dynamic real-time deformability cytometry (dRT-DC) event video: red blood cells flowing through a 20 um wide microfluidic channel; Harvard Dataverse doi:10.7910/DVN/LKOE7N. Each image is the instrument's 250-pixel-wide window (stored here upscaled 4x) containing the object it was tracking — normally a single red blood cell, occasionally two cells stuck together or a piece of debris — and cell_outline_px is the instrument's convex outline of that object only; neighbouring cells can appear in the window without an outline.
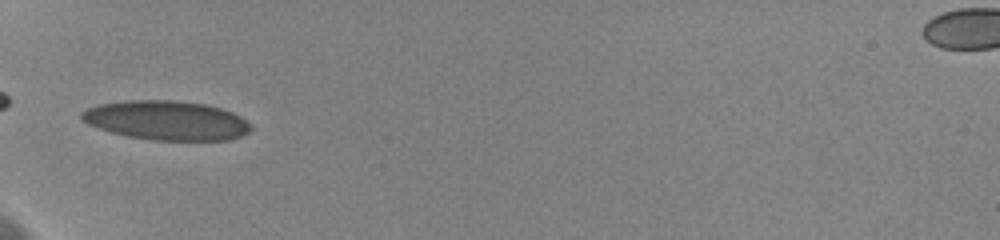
{"species": "human", "species_latin": "Homo sapiens", "temperature_condition": "cold", "stored_images_in_passage": 36, "camera_frame_rate_fps": 3000, "um_per_image_px": 0.085, "donor": {"sex": "female"}, "frame": {"image": 1, "passage_image": 1, "time_ms": 0.0, "image_size_px": [1000, 240], "cell_outline_px": [[252, 128], [248, 132], [240, 136], [228, 140], [152, 140], [128, 136], [112, 132], [88, 124], [80, 120], [80, 112], [88, 108], [100, 104], [128, 100], [172, 100], [204, 104], [220, 108], [232, 112], [240, 116], [252, 124]], "centroid_in_image_um": [14.15, 10.23], "position_along_channel_um": 70.8, "area_um2": 38.67}}
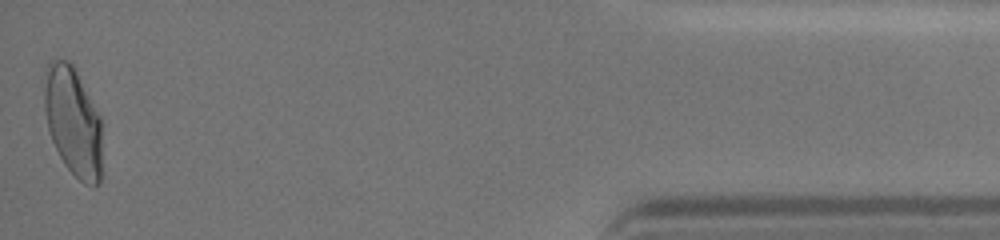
{"frame": {"image": 2, "passage_image": 36, "time_ms": 11.667, "image_size_px": [1000, 240], "cell_outline_px": [[100, 184], [84, 184], [64, 164], [52, 140], [48, 128], [44, 108], [44, 68], [52, 60], [68, 60], [72, 64], [100, 116]], "centroid_in_image_um": [6.17, 10.29], "position_along_channel_um": 429.0, "area_um2": 36.24}, "authors_computed_cell_mechanics": {"area_um2": 36.2406, "velocity_mm_per_s": 3.6298, "shape_relaxation_time_tau1_ms": 5.8816, "shape_relaxation_time_tau2_ms": 0.8732, "deformation_change_tau1": 0.1833, "deformation_change_tau2": 0.0693}}